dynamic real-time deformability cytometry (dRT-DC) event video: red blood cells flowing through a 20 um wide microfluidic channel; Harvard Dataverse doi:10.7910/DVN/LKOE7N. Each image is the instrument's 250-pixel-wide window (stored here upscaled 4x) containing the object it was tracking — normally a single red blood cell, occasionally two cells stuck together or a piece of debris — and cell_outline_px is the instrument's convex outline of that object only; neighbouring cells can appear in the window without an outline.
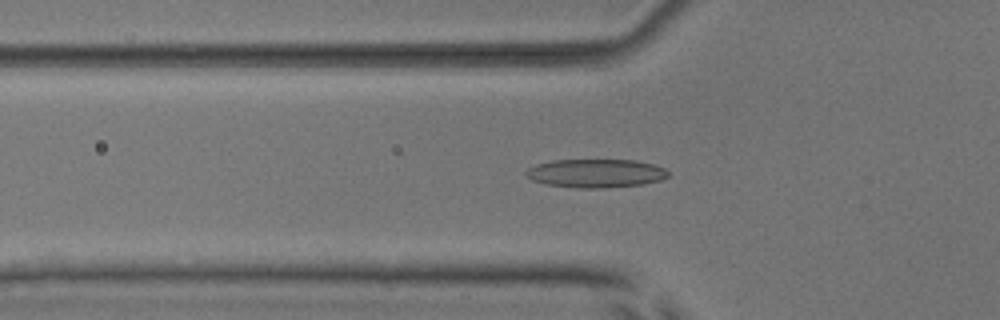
{"species": "common noctule bat (a hibernating species)", "species_latin": "Nyctalus noctula", "temperature_condition": "room temperature", "stored_images_in_passage": 53, "camera_frame_rate_fps": 3000, "um_per_image_px": 0.085, "animal": {"sex": "male", "body_mass_g": 17.9, "forearm_length_mm": 54.2}, "frame": {"image": 1, "passage_image": 18, "time_ms": 5.667, "image_size_px": [1000, 320], "cell_outline_px": [[668, 176], [660, 180], [644, 184], [604, 188], [580, 188], [548, 184], [532, 180], [524, 172], [528, 168], [536, 164], [552, 160], [636, 160], [652, 164], [664, 168], [668, 172]], "centroid_in_image_um": [50.65, 14.72], "position_along_channel_um": 75.2, "area_um2": 23.52}}
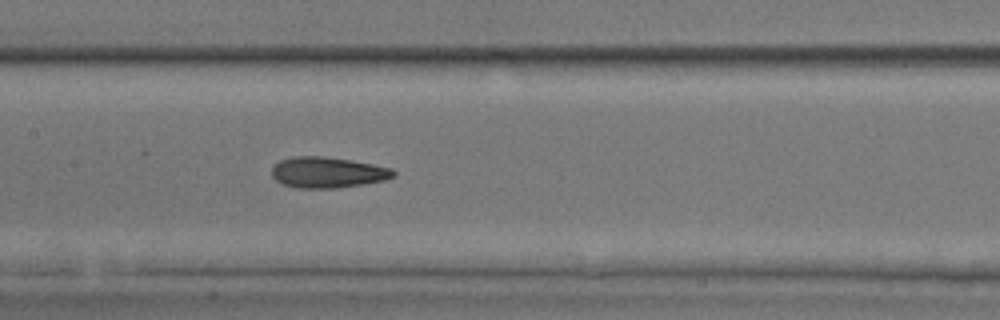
{"frame": {"image": 2, "passage_image": 26, "time_ms": 8.333, "image_size_px": [1000, 320], "cell_outline_px": [[396, 176], [384, 180], [364, 184], [336, 188], [296, 188], [284, 184], [276, 180], [272, 176], [272, 168], [280, 160], [292, 156], [324, 156], [352, 160], [392, 168], [396, 172]], "centroid_in_image_um": [27.86, 14.65], "position_along_channel_um": 179.5, "area_um2": 21.96}}
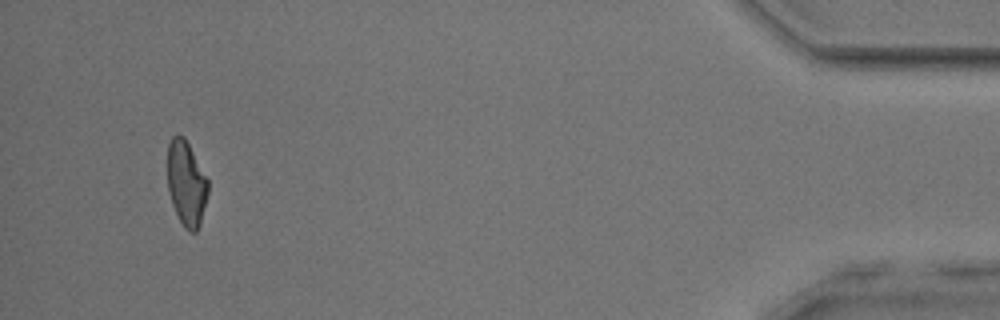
{"frame": {"image": 3, "passage_image": 50, "time_ms": 16.333, "image_size_px": [1000, 320], "cell_outline_px": [[208, 192], [200, 224], [196, 232], [188, 232], [184, 228], [172, 204], [168, 192], [168, 144], [172, 136], [184, 136], [208, 180]], "centroid_in_image_um": [15.83, 15.61], "position_along_channel_um": 419.4, "area_um2": 19.88}, "authors_computed_cell_mechanics": {"area_um2": 21.5594, "velocity_mm_per_s": 3.9068, "shape_relaxation_time_tau1_ms": 5.3442, "shape_relaxation_time_tau2_ms": 2.9271, "deformation_change_tau1": 0.1536, "deformation_change_tau2": 0.1183}}